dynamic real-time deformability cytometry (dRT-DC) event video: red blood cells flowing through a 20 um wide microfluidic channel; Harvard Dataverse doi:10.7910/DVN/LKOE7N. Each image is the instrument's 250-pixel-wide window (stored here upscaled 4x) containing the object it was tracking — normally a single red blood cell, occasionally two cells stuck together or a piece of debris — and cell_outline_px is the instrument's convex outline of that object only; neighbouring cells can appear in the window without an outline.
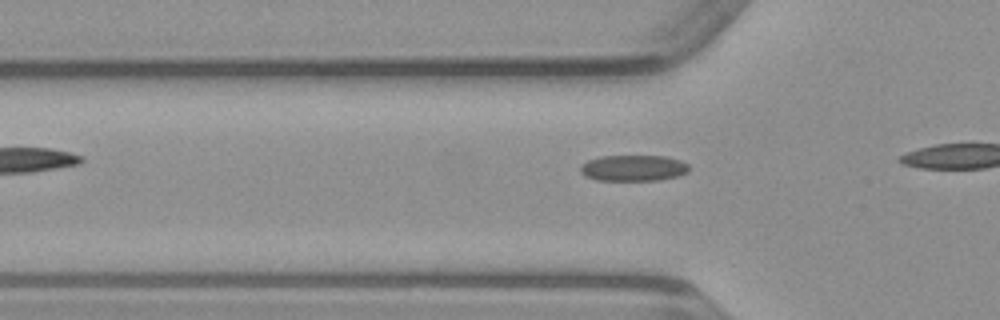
{"species": "common noctule bat (a hibernating species)", "species_latin": "Nyctalus noctula", "temperature_condition": "warm", "stored_images_in_passage": 9, "camera_frame_rate_fps": 3000, "um_per_image_px": 0.085, "animal": {"sex": "male", "body_mass_g": 23.1, "forearm_length_mm": 52.7}, "frame": {"image": 1, "passage_image": 4, "time_ms": 1.0, "image_size_px": [1000, 320], "cell_outline_px": [[688, 172], [676, 176], [660, 180], [596, 180], [584, 176], [580, 172], [580, 164], [588, 160], [600, 156], [664, 156], [680, 160], [688, 164]], "centroid_in_image_um": [53.79, 14.28], "position_along_channel_um": 72.0, "area_um2": 16.53}}
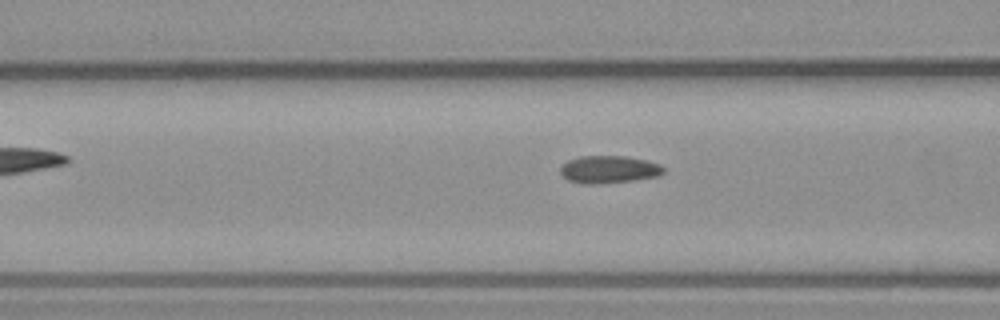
{"frame": {"image": 2, "passage_image": 7, "time_ms": 2.0, "image_size_px": [1000, 320], "cell_outline_px": [[664, 172], [656, 176], [636, 180], [596, 184], [580, 184], [568, 180], [560, 172], [560, 168], [568, 160], [580, 156], [624, 156], [644, 160], [660, 164], [664, 168]], "centroid_in_image_um": [51.73, 14.41], "position_along_channel_um": 114.9, "area_um2": 16.47}}